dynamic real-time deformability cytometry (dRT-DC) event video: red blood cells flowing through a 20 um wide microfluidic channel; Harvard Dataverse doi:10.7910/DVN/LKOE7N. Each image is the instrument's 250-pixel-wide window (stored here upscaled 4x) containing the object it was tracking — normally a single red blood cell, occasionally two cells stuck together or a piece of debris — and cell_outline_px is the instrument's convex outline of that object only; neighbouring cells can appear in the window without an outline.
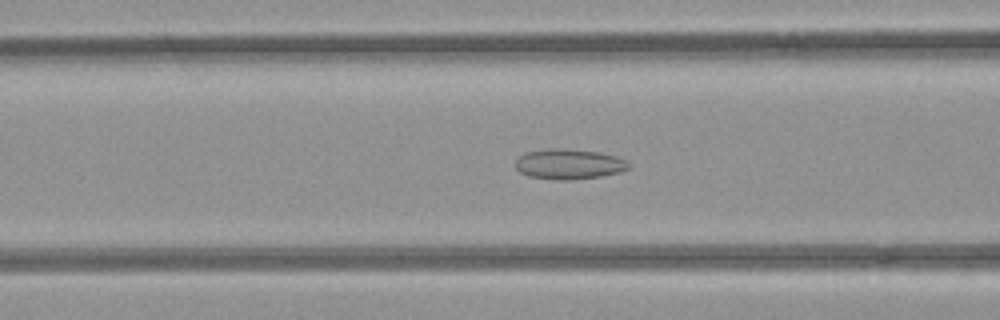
{"species": "common noctule bat (a hibernating species)", "species_latin": "Nyctalus noctula", "temperature_condition": "room temperature", "stored_images_in_passage": 48, "camera_frame_rate_fps": 3000, "um_per_image_px": 0.085, "animal": {"sex": "female", "body_mass_g": 21.9}, "frame": {"image": 1, "passage_image": 20, "time_ms": 6.333, "image_size_px": [1000, 320], "cell_outline_px": [[632, 164], [628, 168], [620, 172], [600, 176], [572, 180], [560, 180], [528, 176], [520, 172], [516, 168], [516, 160], [524, 152], [552, 148], [564, 148], [600, 152], [616, 156], [628, 160]], "centroid_in_image_um": [48.39, 13.94], "position_along_channel_um": 118.2, "area_um2": 20.11}}
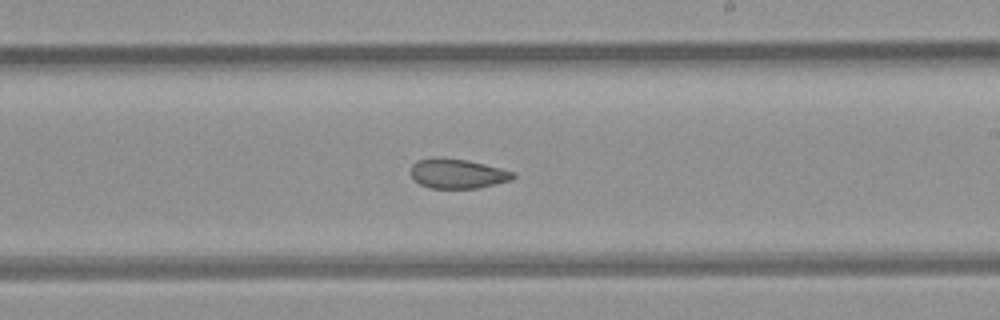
{"frame": {"image": 2, "passage_image": 30, "time_ms": 9.667, "image_size_px": [1000, 320], "cell_outline_px": [[516, 176], [512, 180], [480, 188], [432, 188], [420, 184], [412, 176], [412, 164], [416, 160], [432, 156], [440, 156], [468, 160], [516, 172]], "centroid_in_image_um": [38.91, 14.73], "position_along_channel_um": 250.1, "area_um2": 17.92}}
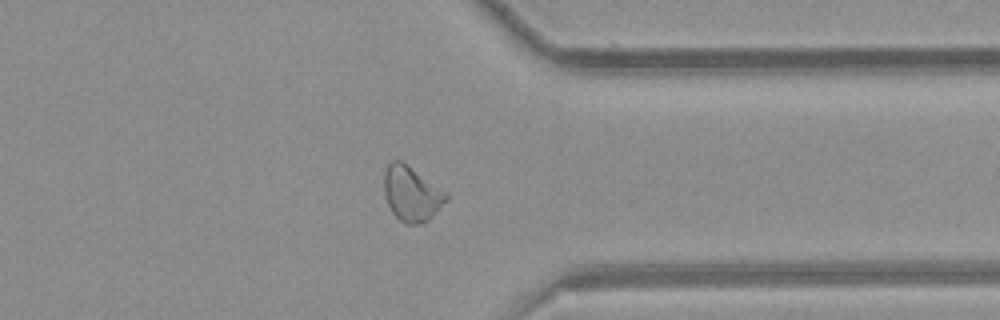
{"frame": {"image": 3, "passage_image": 40, "time_ms": 13.0, "image_size_px": [1000, 320], "cell_outline_px": [[448, 200], [424, 224], [404, 224], [392, 212], [388, 204], [384, 192], [384, 172], [388, 164], [392, 160], [400, 160], [448, 192]], "centroid_in_image_um": [35.0, 16.48], "position_along_channel_um": 376.4, "area_um2": 19.94}, "authors_computed_cell_mechanics": {"area_um2": 19.941, "velocity_mm_per_s": 3.9514, "shape_relaxation_time_tau1_ms": null, "shape_relaxation_time_tau2_ms": 2.3354, "deformation_change_tau1": null, "deformation_change_tau2": 0.0781}}